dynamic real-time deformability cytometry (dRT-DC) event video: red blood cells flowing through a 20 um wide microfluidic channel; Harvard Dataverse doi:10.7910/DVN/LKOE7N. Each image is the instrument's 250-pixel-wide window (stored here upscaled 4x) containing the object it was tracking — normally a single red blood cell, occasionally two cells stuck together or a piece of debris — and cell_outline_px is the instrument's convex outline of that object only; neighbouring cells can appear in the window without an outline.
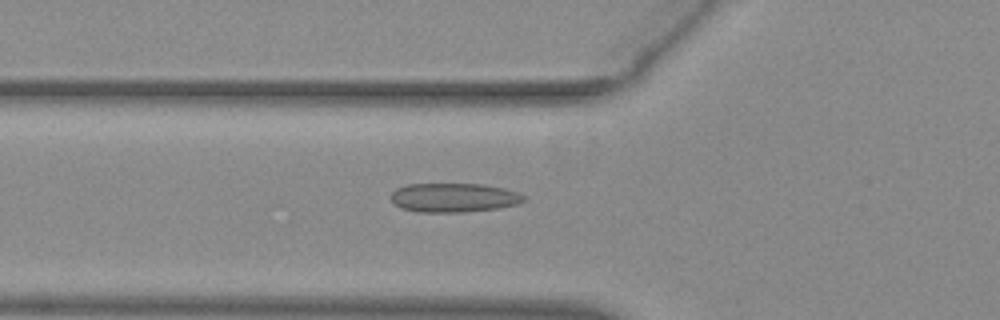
{"species": "common noctule bat (a hibernating species)", "species_latin": "Nyctalus noctula", "temperature_condition": "warm", "stored_images_in_passage": 52, "camera_frame_rate_fps": 3000, "um_per_image_px": 0.085, "animal": {"sex": "female", "body_mass_g": 29.2, "forearm_length_mm": 56.3}, "frame": {"image": 1, "passage_image": 19, "time_ms": 6.0, "image_size_px": [1000, 320], "cell_outline_px": [[528, 200], [520, 204], [500, 208], [464, 212], [420, 212], [400, 208], [392, 204], [388, 196], [396, 188], [408, 184], [484, 184], [504, 188], [528, 196]], "centroid_in_image_um": [38.59, 16.8], "position_along_channel_um": 87.2, "area_um2": 23.06}}
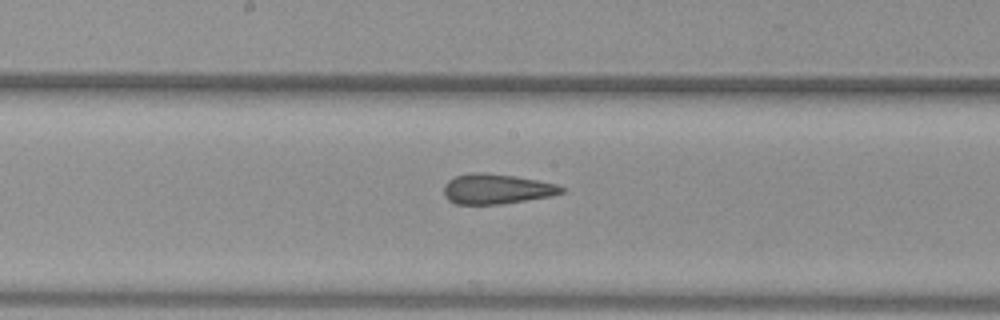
{"frame": {"image": 2, "passage_image": 28, "time_ms": 9.0, "image_size_px": [1000, 320], "cell_outline_px": [[568, 188], [564, 192], [552, 196], [500, 204], [456, 204], [448, 200], [444, 196], [444, 184], [448, 180], [456, 176], [472, 172], [484, 172], [516, 176], [556, 184]], "centroid_in_image_um": [42.21, 16.06], "position_along_channel_um": 206.0, "area_um2": 20.75}}
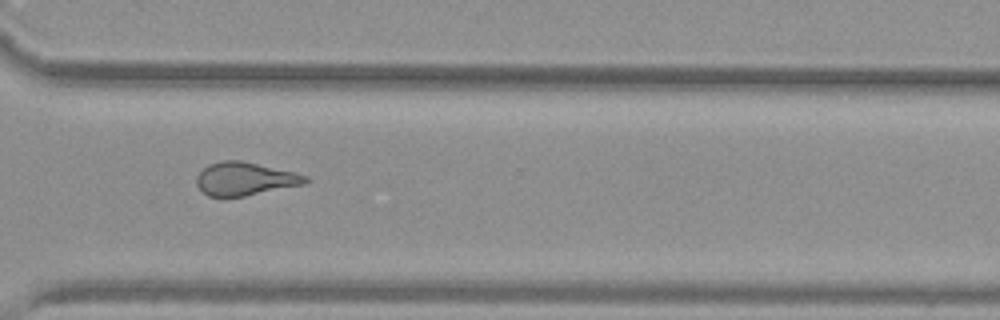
{"frame": {"image": 3, "passage_image": 39, "time_ms": 12.667, "image_size_px": [1000, 320], "cell_outline_px": [[312, 180], [304, 184], [244, 196], [208, 196], [196, 184], [196, 176], [208, 164], [224, 160], [240, 160], [296, 172], [308, 176]], "centroid_in_image_um": [20.85, 15.19], "position_along_channel_um": 349.8, "area_um2": 20.98}, "authors_computed_cell_mechanics": {"area_um2": 21.8195, "velocity_mm_per_s": 3.9286, "shape_relaxation_time_tau1_ms": null, "shape_relaxation_time_tau2_ms": 1.4207, "deformation_change_tau1": null, "deformation_change_tau2": 0.0984}}